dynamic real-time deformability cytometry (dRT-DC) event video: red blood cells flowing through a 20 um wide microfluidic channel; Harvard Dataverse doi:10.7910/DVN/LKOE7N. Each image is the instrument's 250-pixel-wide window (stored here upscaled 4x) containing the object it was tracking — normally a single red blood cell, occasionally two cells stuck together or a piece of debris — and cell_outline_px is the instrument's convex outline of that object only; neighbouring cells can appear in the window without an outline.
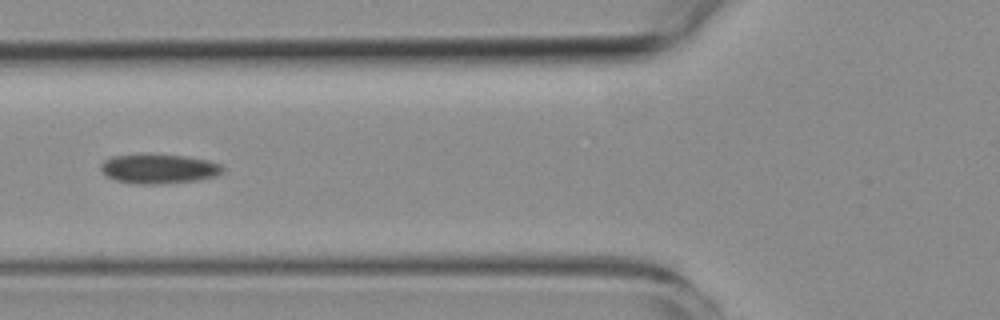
{"species": "common noctule bat (a hibernating species)", "species_latin": "Nyctalus noctula", "temperature_condition": "room temperature", "stored_images_in_passage": 2, "camera_frame_rate_fps": 3000, "um_per_image_px": 0.085, "animal": {"sex": "female", "body_mass_g": 19.3, "forearm_length_mm": 54.1}, "frame": {"image": 1, "passage_image": 2, "time_ms": 1.0, "image_size_px": [1000, 320], "cell_outline_px": [[224, 172], [216, 176], [200, 180], [164, 184], [136, 184], [116, 180], [108, 176], [100, 168], [100, 164], [104, 160], [112, 156], [140, 152], [148, 152], [188, 156], [208, 160], [220, 164], [224, 168]], "centroid_in_image_um": [13.51, 14.31], "position_along_channel_um": 112.3, "area_um2": 21.79}}